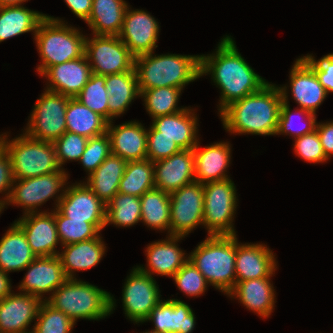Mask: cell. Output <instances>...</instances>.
<instances>
[{"mask_svg":"<svg viewBox=\"0 0 333 333\" xmlns=\"http://www.w3.org/2000/svg\"><path fill=\"white\" fill-rule=\"evenodd\" d=\"M204 74H212L213 82L221 88L219 112L268 83L249 66L228 35L213 55H200V76Z\"/></svg>","mask_w":333,"mask_h":333,"instance_id":"obj_1","label":"cell"},{"mask_svg":"<svg viewBox=\"0 0 333 333\" xmlns=\"http://www.w3.org/2000/svg\"><path fill=\"white\" fill-rule=\"evenodd\" d=\"M282 103L279 87L267 83L259 91L225 107L220 112L221 121L231 133L275 135Z\"/></svg>","mask_w":333,"mask_h":333,"instance_id":"obj_2","label":"cell"},{"mask_svg":"<svg viewBox=\"0 0 333 333\" xmlns=\"http://www.w3.org/2000/svg\"><path fill=\"white\" fill-rule=\"evenodd\" d=\"M134 69L138 89L143 90L184 86L200 78V55H153V52L135 57Z\"/></svg>","mask_w":333,"mask_h":333,"instance_id":"obj_3","label":"cell"},{"mask_svg":"<svg viewBox=\"0 0 333 333\" xmlns=\"http://www.w3.org/2000/svg\"><path fill=\"white\" fill-rule=\"evenodd\" d=\"M208 284L229 294L236 284V235H208L188 256Z\"/></svg>","mask_w":333,"mask_h":333,"instance_id":"obj_4","label":"cell"},{"mask_svg":"<svg viewBox=\"0 0 333 333\" xmlns=\"http://www.w3.org/2000/svg\"><path fill=\"white\" fill-rule=\"evenodd\" d=\"M45 300L55 309L65 313L72 321L77 319L99 320L110 315L115 301L110 293L89 284L68 278Z\"/></svg>","mask_w":333,"mask_h":333,"instance_id":"obj_5","label":"cell"},{"mask_svg":"<svg viewBox=\"0 0 333 333\" xmlns=\"http://www.w3.org/2000/svg\"><path fill=\"white\" fill-rule=\"evenodd\" d=\"M34 37L42 61L37 68L39 75L48 67L82 57L85 52L86 37L58 18L46 16Z\"/></svg>","mask_w":333,"mask_h":333,"instance_id":"obj_6","label":"cell"},{"mask_svg":"<svg viewBox=\"0 0 333 333\" xmlns=\"http://www.w3.org/2000/svg\"><path fill=\"white\" fill-rule=\"evenodd\" d=\"M0 144L10 157L14 179L34 178L62 169L52 142L36 140L23 133L11 141H7V134L0 135Z\"/></svg>","mask_w":333,"mask_h":333,"instance_id":"obj_7","label":"cell"},{"mask_svg":"<svg viewBox=\"0 0 333 333\" xmlns=\"http://www.w3.org/2000/svg\"><path fill=\"white\" fill-rule=\"evenodd\" d=\"M236 200V188L230 178L204 184L203 225L208 235H236L232 225Z\"/></svg>","mask_w":333,"mask_h":333,"instance_id":"obj_8","label":"cell"},{"mask_svg":"<svg viewBox=\"0 0 333 333\" xmlns=\"http://www.w3.org/2000/svg\"><path fill=\"white\" fill-rule=\"evenodd\" d=\"M71 97L45 90L37 100L24 131L29 137L54 142L66 132V108Z\"/></svg>","mask_w":333,"mask_h":333,"instance_id":"obj_9","label":"cell"},{"mask_svg":"<svg viewBox=\"0 0 333 333\" xmlns=\"http://www.w3.org/2000/svg\"><path fill=\"white\" fill-rule=\"evenodd\" d=\"M84 54L92 73L97 75L124 73L134 68L135 57L119 36L94 34L92 39L86 38Z\"/></svg>","mask_w":333,"mask_h":333,"instance_id":"obj_10","label":"cell"},{"mask_svg":"<svg viewBox=\"0 0 333 333\" xmlns=\"http://www.w3.org/2000/svg\"><path fill=\"white\" fill-rule=\"evenodd\" d=\"M204 184L194 181L170 194V236H186L203 225Z\"/></svg>","mask_w":333,"mask_h":333,"instance_id":"obj_11","label":"cell"},{"mask_svg":"<svg viewBox=\"0 0 333 333\" xmlns=\"http://www.w3.org/2000/svg\"><path fill=\"white\" fill-rule=\"evenodd\" d=\"M67 178L68 174L62 168L55 173L34 178L15 179L14 183L16 184H13L6 204L12 203L22 206L25 208L24 215L35 213L36 207L61 191L60 188L62 189L66 185Z\"/></svg>","mask_w":333,"mask_h":333,"instance_id":"obj_12","label":"cell"},{"mask_svg":"<svg viewBox=\"0 0 333 333\" xmlns=\"http://www.w3.org/2000/svg\"><path fill=\"white\" fill-rule=\"evenodd\" d=\"M126 280L122 294L125 314L136 324L145 322L151 310L161 301L158 285L153 277L137 267Z\"/></svg>","mask_w":333,"mask_h":333,"instance_id":"obj_13","label":"cell"},{"mask_svg":"<svg viewBox=\"0 0 333 333\" xmlns=\"http://www.w3.org/2000/svg\"><path fill=\"white\" fill-rule=\"evenodd\" d=\"M56 208L71 220H85L91 224H105L106 204L85 183H77L62 190Z\"/></svg>","mask_w":333,"mask_h":333,"instance_id":"obj_14","label":"cell"},{"mask_svg":"<svg viewBox=\"0 0 333 333\" xmlns=\"http://www.w3.org/2000/svg\"><path fill=\"white\" fill-rule=\"evenodd\" d=\"M158 24L149 13L128 7L119 38L134 57L151 53L157 47Z\"/></svg>","mask_w":333,"mask_h":333,"instance_id":"obj_15","label":"cell"},{"mask_svg":"<svg viewBox=\"0 0 333 333\" xmlns=\"http://www.w3.org/2000/svg\"><path fill=\"white\" fill-rule=\"evenodd\" d=\"M37 212L23 215L15 223L23 230L36 257L58 256L59 252L55 250L59 243L55 209L53 213Z\"/></svg>","mask_w":333,"mask_h":333,"instance_id":"obj_16","label":"cell"},{"mask_svg":"<svg viewBox=\"0 0 333 333\" xmlns=\"http://www.w3.org/2000/svg\"><path fill=\"white\" fill-rule=\"evenodd\" d=\"M153 163L156 189L171 194L195 181L193 149L181 150Z\"/></svg>","mask_w":333,"mask_h":333,"instance_id":"obj_17","label":"cell"},{"mask_svg":"<svg viewBox=\"0 0 333 333\" xmlns=\"http://www.w3.org/2000/svg\"><path fill=\"white\" fill-rule=\"evenodd\" d=\"M27 268L19 289L41 300H44L42 294L54 292L68 279L58 256L36 257Z\"/></svg>","mask_w":333,"mask_h":333,"instance_id":"obj_18","label":"cell"},{"mask_svg":"<svg viewBox=\"0 0 333 333\" xmlns=\"http://www.w3.org/2000/svg\"><path fill=\"white\" fill-rule=\"evenodd\" d=\"M43 300L28 293H10L0 301V333L27 332L29 324L37 319Z\"/></svg>","mask_w":333,"mask_h":333,"instance_id":"obj_19","label":"cell"},{"mask_svg":"<svg viewBox=\"0 0 333 333\" xmlns=\"http://www.w3.org/2000/svg\"><path fill=\"white\" fill-rule=\"evenodd\" d=\"M273 252L263 244H239L236 237V283L272 277L277 269Z\"/></svg>","mask_w":333,"mask_h":333,"instance_id":"obj_20","label":"cell"},{"mask_svg":"<svg viewBox=\"0 0 333 333\" xmlns=\"http://www.w3.org/2000/svg\"><path fill=\"white\" fill-rule=\"evenodd\" d=\"M92 70L85 54L74 60L48 67L41 76L51 83L47 90L75 98L87 84Z\"/></svg>","mask_w":333,"mask_h":333,"instance_id":"obj_21","label":"cell"},{"mask_svg":"<svg viewBox=\"0 0 333 333\" xmlns=\"http://www.w3.org/2000/svg\"><path fill=\"white\" fill-rule=\"evenodd\" d=\"M106 133L110 138L111 154L127 162L147 159V130L138 121L114 127L110 121Z\"/></svg>","mask_w":333,"mask_h":333,"instance_id":"obj_22","label":"cell"},{"mask_svg":"<svg viewBox=\"0 0 333 333\" xmlns=\"http://www.w3.org/2000/svg\"><path fill=\"white\" fill-rule=\"evenodd\" d=\"M290 89L300 109L316 114V109L327 96L313 68L301 57L290 71Z\"/></svg>","mask_w":333,"mask_h":333,"instance_id":"obj_23","label":"cell"},{"mask_svg":"<svg viewBox=\"0 0 333 333\" xmlns=\"http://www.w3.org/2000/svg\"><path fill=\"white\" fill-rule=\"evenodd\" d=\"M153 321L156 333H191L195 327L193 310L183 301H160L145 320Z\"/></svg>","mask_w":333,"mask_h":333,"instance_id":"obj_24","label":"cell"},{"mask_svg":"<svg viewBox=\"0 0 333 333\" xmlns=\"http://www.w3.org/2000/svg\"><path fill=\"white\" fill-rule=\"evenodd\" d=\"M198 144L193 148L195 181L205 184L229 179L225 171L230 164L231 146L227 142H219L199 149Z\"/></svg>","mask_w":333,"mask_h":333,"instance_id":"obj_25","label":"cell"},{"mask_svg":"<svg viewBox=\"0 0 333 333\" xmlns=\"http://www.w3.org/2000/svg\"><path fill=\"white\" fill-rule=\"evenodd\" d=\"M167 238L147 247L149 269L137 266L141 272L151 277L153 273L172 277L188 261V257H185V253L176 244L182 236H168Z\"/></svg>","mask_w":333,"mask_h":333,"instance_id":"obj_26","label":"cell"},{"mask_svg":"<svg viewBox=\"0 0 333 333\" xmlns=\"http://www.w3.org/2000/svg\"><path fill=\"white\" fill-rule=\"evenodd\" d=\"M192 109L177 112L172 115L159 116L153 119L152 127L158 131V136H167L174 140L182 150L193 149L197 143V116Z\"/></svg>","mask_w":333,"mask_h":333,"instance_id":"obj_27","label":"cell"},{"mask_svg":"<svg viewBox=\"0 0 333 333\" xmlns=\"http://www.w3.org/2000/svg\"><path fill=\"white\" fill-rule=\"evenodd\" d=\"M270 279L265 277L237 282L228 295L231 298L235 296L247 309L258 315L269 317L275 303V291Z\"/></svg>","mask_w":333,"mask_h":333,"instance_id":"obj_28","label":"cell"},{"mask_svg":"<svg viewBox=\"0 0 333 333\" xmlns=\"http://www.w3.org/2000/svg\"><path fill=\"white\" fill-rule=\"evenodd\" d=\"M35 258L23 230L14 222L0 240V270L6 274L23 270Z\"/></svg>","mask_w":333,"mask_h":333,"instance_id":"obj_29","label":"cell"},{"mask_svg":"<svg viewBox=\"0 0 333 333\" xmlns=\"http://www.w3.org/2000/svg\"><path fill=\"white\" fill-rule=\"evenodd\" d=\"M101 237L64 245V251L58 254L67 278L75 279L74 271L87 270L97 265L105 254Z\"/></svg>","mask_w":333,"mask_h":333,"instance_id":"obj_30","label":"cell"},{"mask_svg":"<svg viewBox=\"0 0 333 333\" xmlns=\"http://www.w3.org/2000/svg\"><path fill=\"white\" fill-rule=\"evenodd\" d=\"M127 8L124 0H92L91 13L85 22L95 35L119 36Z\"/></svg>","mask_w":333,"mask_h":333,"instance_id":"obj_31","label":"cell"},{"mask_svg":"<svg viewBox=\"0 0 333 333\" xmlns=\"http://www.w3.org/2000/svg\"><path fill=\"white\" fill-rule=\"evenodd\" d=\"M127 161L110 154L104 162L87 177L85 184L105 204L118 193L119 183L125 172Z\"/></svg>","mask_w":333,"mask_h":333,"instance_id":"obj_32","label":"cell"},{"mask_svg":"<svg viewBox=\"0 0 333 333\" xmlns=\"http://www.w3.org/2000/svg\"><path fill=\"white\" fill-rule=\"evenodd\" d=\"M105 87L108 91L109 122L124 113L134 98L140 97L134 68L124 73L106 75Z\"/></svg>","mask_w":333,"mask_h":333,"instance_id":"obj_33","label":"cell"},{"mask_svg":"<svg viewBox=\"0 0 333 333\" xmlns=\"http://www.w3.org/2000/svg\"><path fill=\"white\" fill-rule=\"evenodd\" d=\"M66 131L85 136L97 137L107 132L108 122L100 115L70 98L66 108Z\"/></svg>","mask_w":333,"mask_h":333,"instance_id":"obj_34","label":"cell"},{"mask_svg":"<svg viewBox=\"0 0 333 333\" xmlns=\"http://www.w3.org/2000/svg\"><path fill=\"white\" fill-rule=\"evenodd\" d=\"M47 15L19 6L0 7V42L33 31Z\"/></svg>","mask_w":333,"mask_h":333,"instance_id":"obj_35","label":"cell"},{"mask_svg":"<svg viewBox=\"0 0 333 333\" xmlns=\"http://www.w3.org/2000/svg\"><path fill=\"white\" fill-rule=\"evenodd\" d=\"M140 200L141 221L151 228L168 230L170 236V194L154 188Z\"/></svg>","mask_w":333,"mask_h":333,"instance_id":"obj_36","label":"cell"},{"mask_svg":"<svg viewBox=\"0 0 333 333\" xmlns=\"http://www.w3.org/2000/svg\"><path fill=\"white\" fill-rule=\"evenodd\" d=\"M154 188V163L151 160L127 162L119 183V193L141 197Z\"/></svg>","mask_w":333,"mask_h":333,"instance_id":"obj_37","label":"cell"},{"mask_svg":"<svg viewBox=\"0 0 333 333\" xmlns=\"http://www.w3.org/2000/svg\"><path fill=\"white\" fill-rule=\"evenodd\" d=\"M141 221L140 197L117 193L106 204L105 226L129 227Z\"/></svg>","mask_w":333,"mask_h":333,"instance_id":"obj_38","label":"cell"},{"mask_svg":"<svg viewBox=\"0 0 333 333\" xmlns=\"http://www.w3.org/2000/svg\"><path fill=\"white\" fill-rule=\"evenodd\" d=\"M57 234L62 246L98 237L105 224H91L85 220H71L55 210Z\"/></svg>","mask_w":333,"mask_h":333,"instance_id":"obj_39","label":"cell"},{"mask_svg":"<svg viewBox=\"0 0 333 333\" xmlns=\"http://www.w3.org/2000/svg\"><path fill=\"white\" fill-rule=\"evenodd\" d=\"M182 90L175 87H160L143 90L140 96L144 98L146 110L154 119L159 116L172 115L185 109L176 107Z\"/></svg>","mask_w":333,"mask_h":333,"instance_id":"obj_40","label":"cell"},{"mask_svg":"<svg viewBox=\"0 0 333 333\" xmlns=\"http://www.w3.org/2000/svg\"><path fill=\"white\" fill-rule=\"evenodd\" d=\"M75 98L109 123L108 91L105 87V76L92 73L87 84Z\"/></svg>","mask_w":333,"mask_h":333,"instance_id":"obj_41","label":"cell"},{"mask_svg":"<svg viewBox=\"0 0 333 333\" xmlns=\"http://www.w3.org/2000/svg\"><path fill=\"white\" fill-rule=\"evenodd\" d=\"M31 333H71L75 322L43 300Z\"/></svg>","mask_w":333,"mask_h":333,"instance_id":"obj_42","label":"cell"},{"mask_svg":"<svg viewBox=\"0 0 333 333\" xmlns=\"http://www.w3.org/2000/svg\"><path fill=\"white\" fill-rule=\"evenodd\" d=\"M281 96L283 99V103L281 104L280 108V115H279V121H278V128H277V134H290V136H293L294 138H298L303 136L304 134H308L316 130V115L311 113L310 111L299 109L297 111V114L304 115L306 117V124L305 126L296 128L295 125H293L294 120V114L292 113L289 104H288V95H287V87H279ZM295 127V128H294ZM294 134V135H293Z\"/></svg>","mask_w":333,"mask_h":333,"instance_id":"obj_43","label":"cell"},{"mask_svg":"<svg viewBox=\"0 0 333 333\" xmlns=\"http://www.w3.org/2000/svg\"><path fill=\"white\" fill-rule=\"evenodd\" d=\"M111 154L110 138L107 133L88 138L86 147L79 161L88 171V175L94 172L104 160Z\"/></svg>","mask_w":333,"mask_h":333,"instance_id":"obj_44","label":"cell"},{"mask_svg":"<svg viewBox=\"0 0 333 333\" xmlns=\"http://www.w3.org/2000/svg\"><path fill=\"white\" fill-rule=\"evenodd\" d=\"M178 288L189 296L205 292L208 282L199 270L188 260L173 276Z\"/></svg>","mask_w":333,"mask_h":333,"instance_id":"obj_45","label":"cell"},{"mask_svg":"<svg viewBox=\"0 0 333 333\" xmlns=\"http://www.w3.org/2000/svg\"><path fill=\"white\" fill-rule=\"evenodd\" d=\"M87 141V137L68 131L56 139L53 144L56 148L57 160L60 167L68 160L79 161L85 150Z\"/></svg>","mask_w":333,"mask_h":333,"instance_id":"obj_46","label":"cell"},{"mask_svg":"<svg viewBox=\"0 0 333 333\" xmlns=\"http://www.w3.org/2000/svg\"><path fill=\"white\" fill-rule=\"evenodd\" d=\"M296 154L307 162L321 163L329 158L325 155L317 130L295 138Z\"/></svg>","mask_w":333,"mask_h":333,"instance_id":"obj_47","label":"cell"},{"mask_svg":"<svg viewBox=\"0 0 333 333\" xmlns=\"http://www.w3.org/2000/svg\"><path fill=\"white\" fill-rule=\"evenodd\" d=\"M182 149L167 136H158L152 126L147 130V159L152 162L170 157Z\"/></svg>","mask_w":333,"mask_h":333,"instance_id":"obj_48","label":"cell"},{"mask_svg":"<svg viewBox=\"0 0 333 333\" xmlns=\"http://www.w3.org/2000/svg\"><path fill=\"white\" fill-rule=\"evenodd\" d=\"M302 58L313 68L326 92H333V53L327 54L317 61L312 55Z\"/></svg>","mask_w":333,"mask_h":333,"instance_id":"obj_49","label":"cell"},{"mask_svg":"<svg viewBox=\"0 0 333 333\" xmlns=\"http://www.w3.org/2000/svg\"><path fill=\"white\" fill-rule=\"evenodd\" d=\"M14 180L10 157L4 147L0 144V193L4 192L7 194L4 200H0V204L4 206L9 198ZM5 191H8V193Z\"/></svg>","mask_w":333,"mask_h":333,"instance_id":"obj_50","label":"cell"},{"mask_svg":"<svg viewBox=\"0 0 333 333\" xmlns=\"http://www.w3.org/2000/svg\"><path fill=\"white\" fill-rule=\"evenodd\" d=\"M316 130L325 155L328 158L331 157L333 155V122L317 123Z\"/></svg>","mask_w":333,"mask_h":333,"instance_id":"obj_51","label":"cell"},{"mask_svg":"<svg viewBox=\"0 0 333 333\" xmlns=\"http://www.w3.org/2000/svg\"><path fill=\"white\" fill-rule=\"evenodd\" d=\"M72 12L86 21L92 9V0H64Z\"/></svg>","mask_w":333,"mask_h":333,"instance_id":"obj_52","label":"cell"},{"mask_svg":"<svg viewBox=\"0 0 333 333\" xmlns=\"http://www.w3.org/2000/svg\"><path fill=\"white\" fill-rule=\"evenodd\" d=\"M11 283L8 274L0 270V301L11 293Z\"/></svg>","mask_w":333,"mask_h":333,"instance_id":"obj_53","label":"cell"},{"mask_svg":"<svg viewBox=\"0 0 333 333\" xmlns=\"http://www.w3.org/2000/svg\"><path fill=\"white\" fill-rule=\"evenodd\" d=\"M28 0H0V7L19 6Z\"/></svg>","mask_w":333,"mask_h":333,"instance_id":"obj_54","label":"cell"},{"mask_svg":"<svg viewBox=\"0 0 333 333\" xmlns=\"http://www.w3.org/2000/svg\"><path fill=\"white\" fill-rule=\"evenodd\" d=\"M4 205L0 204V213L2 212V210L4 209Z\"/></svg>","mask_w":333,"mask_h":333,"instance_id":"obj_55","label":"cell"},{"mask_svg":"<svg viewBox=\"0 0 333 333\" xmlns=\"http://www.w3.org/2000/svg\"><path fill=\"white\" fill-rule=\"evenodd\" d=\"M145 333H156V332H154V331H146Z\"/></svg>","mask_w":333,"mask_h":333,"instance_id":"obj_56","label":"cell"}]
</instances>
